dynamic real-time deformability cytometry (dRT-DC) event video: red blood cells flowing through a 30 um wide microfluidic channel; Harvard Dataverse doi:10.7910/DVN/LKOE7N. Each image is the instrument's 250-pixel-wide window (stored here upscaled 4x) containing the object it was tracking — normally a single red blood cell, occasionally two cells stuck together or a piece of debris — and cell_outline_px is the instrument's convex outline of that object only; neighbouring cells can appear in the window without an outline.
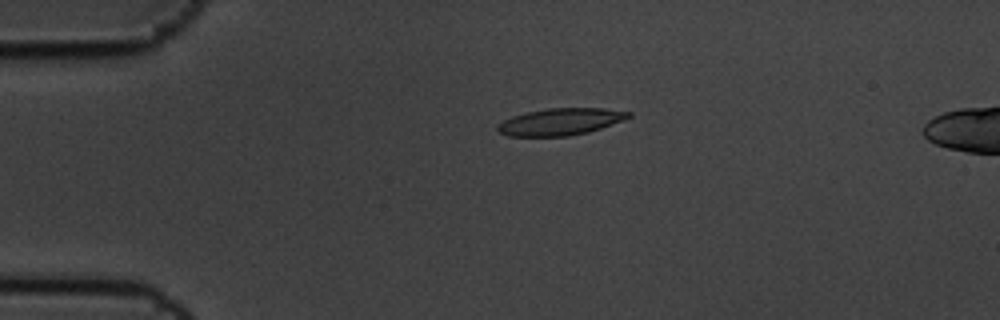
{"species": "common noctule bat (a hibernating species)", "species_latin": "Nyctalus noctula", "temperature_condition": "cold", "stored_images_in_passage": 5, "camera_frame_rate_fps": 3000, "um_per_image_px": 0.085, "animal": {"sex": "male", "body_mass_g": 19.5, "forearm_length_mm": 54.6}, "frame": {"image": 1, "passage_image": 4, "time_ms": 1.0, "image_size_px": [1000, 320], "cell_outline_px": [[632, 116], [624, 120], [588, 132], [568, 136], [508, 136], [500, 132], [496, 128], [496, 124], [512, 116], [528, 112], [548, 108], [604, 108], [632, 112]], "centroid_in_image_um": [47.64, 10.34], "position_along_channel_um": 37.4, "area_um2": 20.52}}